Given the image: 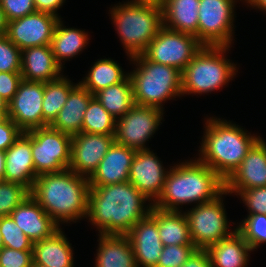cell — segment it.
<instances>
[{"mask_svg":"<svg viewBox=\"0 0 266 267\" xmlns=\"http://www.w3.org/2000/svg\"><path fill=\"white\" fill-rule=\"evenodd\" d=\"M90 187L87 218L100 234L126 235L153 207L129 181Z\"/></svg>","mask_w":266,"mask_h":267,"instance_id":"6da1fadb","label":"cell"},{"mask_svg":"<svg viewBox=\"0 0 266 267\" xmlns=\"http://www.w3.org/2000/svg\"><path fill=\"white\" fill-rule=\"evenodd\" d=\"M90 188L88 178L68 168L38 175L30 195L60 226L61 222L87 218Z\"/></svg>","mask_w":266,"mask_h":267,"instance_id":"7a4b0ae2","label":"cell"},{"mask_svg":"<svg viewBox=\"0 0 266 267\" xmlns=\"http://www.w3.org/2000/svg\"><path fill=\"white\" fill-rule=\"evenodd\" d=\"M225 190V181L198 159L170 167L161 196L154 207L179 211V205L211 201Z\"/></svg>","mask_w":266,"mask_h":267,"instance_id":"3957f363","label":"cell"},{"mask_svg":"<svg viewBox=\"0 0 266 267\" xmlns=\"http://www.w3.org/2000/svg\"><path fill=\"white\" fill-rule=\"evenodd\" d=\"M205 124L198 160L226 181L261 137L247 134L238 125L220 118H207Z\"/></svg>","mask_w":266,"mask_h":267,"instance_id":"277c9868","label":"cell"},{"mask_svg":"<svg viewBox=\"0 0 266 267\" xmlns=\"http://www.w3.org/2000/svg\"><path fill=\"white\" fill-rule=\"evenodd\" d=\"M111 9L112 21L130 58L142 54L163 27L158 0H131Z\"/></svg>","mask_w":266,"mask_h":267,"instance_id":"5b68a950","label":"cell"},{"mask_svg":"<svg viewBox=\"0 0 266 267\" xmlns=\"http://www.w3.org/2000/svg\"><path fill=\"white\" fill-rule=\"evenodd\" d=\"M138 66L128 73L133 85L134 103L163 110L162 103L182 95V72L148 60L143 54L130 58Z\"/></svg>","mask_w":266,"mask_h":267,"instance_id":"8992f818","label":"cell"},{"mask_svg":"<svg viewBox=\"0 0 266 267\" xmlns=\"http://www.w3.org/2000/svg\"><path fill=\"white\" fill-rule=\"evenodd\" d=\"M230 46H203L182 72V95L211 93L228 84L236 65L224 54ZM227 50V51H226Z\"/></svg>","mask_w":266,"mask_h":267,"instance_id":"52a82bcc","label":"cell"},{"mask_svg":"<svg viewBox=\"0 0 266 267\" xmlns=\"http://www.w3.org/2000/svg\"><path fill=\"white\" fill-rule=\"evenodd\" d=\"M223 194L229 193L224 190L215 199L196 204L195 208L184 212L189 223L192 243L197 249L206 250L209 246L228 238L237 230V228L230 232L228 230L229 224L222 200Z\"/></svg>","mask_w":266,"mask_h":267,"instance_id":"ba28073f","label":"cell"},{"mask_svg":"<svg viewBox=\"0 0 266 267\" xmlns=\"http://www.w3.org/2000/svg\"><path fill=\"white\" fill-rule=\"evenodd\" d=\"M28 132L31 134V153L37 175L69 168L71 135L53 129L50 125Z\"/></svg>","mask_w":266,"mask_h":267,"instance_id":"9c48e42d","label":"cell"},{"mask_svg":"<svg viewBox=\"0 0 266 267\" xmlns=\"http://www.w3.org/2000/svg\"><path fill=\"white\" fill-rule=\"evenodd\" d=\"M203 46L196 36L163 26L142 54L150 61L183 72Z\"/></svg>","mask_w":266,"mask_h":267,"instance_id":"30bf717a","label":"cell"},{"mask_svg":"<svg viewBox=\"0 0 266 267\" xmlns=\"http://www.w3.org/2000/svg\"><path fill=\"white\" fill-rule=\"evenodd\" d=\"M235 0H199L198 40L204 46H230Z\"/></svg>","mask_w":266,"mask_h":267,"instance_id":"8fae6325","label":"cell"},{"mask_svg":"<svg viewBox=\"0 0 266 267\" xmlns=\"http://www.w3.org/2000/svg\"><path fill=\"white\" fill-rule=\"evenodd\" d=\"M162 117L161 109L135 104L116 119L115 142L135 151L150 149L145 143L158 129Z\"/></svg>","mask_w":266,"mask_h":267,"instance_id":"7c38bea8","label":"cell"},{"mask_svg":"<svg viewBox=\"0 0 266 267\" xmlns=\"http://www.w3.org/2000/svg\"><path fill=\"white\" fill-rule=\"evenodd\" d=\"M44 82L22 80L8 103V117L23 131L48 126L43 121Z\"/></svg>","mask_w":266,"mask_h":267,"instance_id":"4fadbf2b","label":"cell"},{"mask_svg":"<svg viewBox=\"0 0 266 267\" xmlns=\"http://www.w3.org/2000/svg\"><path fill=\"white\" fill-rule=\"evenodd\" d=\"M59 19L61 18L36 11L8 22L6 35L21 51L30 47L51 45Z\"/></svg>","mask_w":266,"mask_h":267,"instance_id":"5bb4252c","label":"cell"},{"mask_svg":"<svg viewBox=\"0 0 266 267\" xmlns=\"http://www.w3.org/2000/svg\"><path fill=\"white\" fill-rule=\"evenodd\" d=\"M114 142V135L80 132L72 136L69 169L89 179Z\"/></svg>","mask_w":266,"mask_h":267,"instance_id":"9a60e30c","label":"cell"},{"mask_svg":"<svg viewBox=\"0 0 266 267\" xmlns=\"http://www.w3.org/2000/svg\"><path fill=\"white\" fill-rule=\"evenodd\" d=\"M168 171L149 149L136 151L128 181L153 204L161 196Z\"/></svg>","mask_w":266,"mask_h":267,"instance_id":"2e32d148","label":"cell"},{"mask_svg":"<svg viewBox=\"0 0 266 267\" xmlns=\"http://www.w3.org/2000/svg\"><path fill=\"white\" fill-rule=\"evenodd\" d=\"M126 235L133 248L137 267H156L163 248L156 223V207L153 206L150 213Z\"/></svg>","mask_w":266,"mask_h":267,"instance_id":"e0dca14e","label":"cell"},{"mask_svg":"<svg viewBox=\"0 0 266 267\" xmlns=\"http://www.w3.org/2000/svg\"><path fill=\"white\" fill-rule=\"evenodd\" d=\"M266 186V142L260 138L248 151L241 165L225 181V191L237 193Z\"/></svg>","mask_w":266,"mask_h":267,"instance_id":"ac0fdd59","label":"cell"},{"mask_svg":"<svg viewBox=\"0 0 266 267\" xmlns=\"http://www.w3.org/2000/svg\"><path fill=\"white\" fill-rule=\"evenodd\" d=\"M37 176L31 153V134L22 132L5 151L4 181L21 184L31 191Z\"/></svg>","mask_w":266,"mask_h":267,"instance_id":"d6986e66","label":"cell"},{"mask_svg":"<svg viewBox=\"0 0 266 267\" xmlns=\"http://www.w3.org/2000/svg\"><path fill=\"white\" fill-rule=\"evenodd\" d=\"M9 216L33 243L52 236L60 229L31 195Z\"/></svg>","mask_w":266,"mask_h":267,"instance_id":"ffe728a7","label":"cell"},{"mask_svg":"<svg viewBox=\"0 0 266 267\" xmlns=\"http://www.w3.org/2000/svg\"><path fill=\"white\" fill-rule=\"evenodd\" d=\"M136 151L114 142L88 179L90 186H106L128 181Z\"/></svg>","mask_w":266,"mask_h":267,"instance_id":"44dd1931","label":"cell"},{"mask_svg":"<svg viewBox=\"0 0 266 267\" xmlns=\"http://www.w3.org/2000/svg\"><path fill=\"white\" fill-rule=\"evenodd\" d=\"M62 67L56 62L51 45L35 46L21 51L23 80L49 82L59 79Z\"/></svg>","mask_w":266,"mask_h":267,"instance_id":"7402d4cb","label":"cell"},{"mask_svg":"<svg viewBox=\"0 0 266 267\" xmlns=\"http://www.w3.org/2000/svg\"><path fill=\"white\" fill-rule=\"evenodd\" d=\"M94 95L80 83L70 91L68 99L57 118L50 125L53 129L74 136L82 131L83 117Z\"/></svg>","mask_w":266,"mask_h":267,"instance_id":"603a6c76","label":"cell"},{"mask_svg":"<svg viewBox=\"0 0 266 267\" xmlns=\"http://www.w3.org/2000/svg\"><path fill=\"white\" fill-rule=\"evenodd\" d=\"M62 229L33 243V262L47 267H74L73 249Z\"/></svg>","mask_w":266,"mask_h":267,"instance_id":"cb8c5ba5","label":"cell"},{"mask_svg":"<svg viewBox=\"0 0 266 267\" xmlns=\"http://www.w3.org/2000/svg\"><path fill=\"white\" fill-rule=\"evenodd\" d=\"M163 12V26L198 39L199 0H159Z\"/></svg>","mask_w":266,"mask_h":267,"instance_id":"d4e9b609","label":"cell"},{"mask_svg":"<svg viewBox=\"0 0 266 267\" xmlns=\"http://www.w3.org/2000/svg\"><path fill=\"white\" fill-rule=\"evenodd\" d=\"M98 242L95 267H137L127 235L100 234Z\"/></svg>","mask_w":266,"mask_h":267,"instance_id":"484cf974","label":"cell"},{"mask_svg":"<svg viewBox=\"0 0 266 267\" xmlns=\"http://www.w3.org/2000/svg\"><path fill=\"white\" fill-rule=\"evenodd\" d=\"M250 251L253 250L237 230L206 249L212 267H246Z\"/></svg>","mask_w":266,"mask_h":267,"instance_id":"4316f807","label":"cell"},{"mask_svg":"<svg viewBox=\"0 0 266 267\" xmlns=\"http://www.w3.org/2000/svg\"><path fill=\"white\" fill-rule=\"evenodd\" d=\"M156 223L163 246L194 245L185 213L156 208Z\"/></svg>","mask_w":266,"mask_h":267,"instance_id":"83f0119b","label":"cell"},{"mask_svg":"<svg viewBox=\"0 0 266 267\" xmlns=\"http://www.w3.org/2000/svg\"><path fill=\"white\" fill-rule=\"evenodd\" d=\"M88 40V34L84 30L66 28L59 19L51 41L56 62L63 68L62 62L78 55L88 44Z\"/></svg>","mask_w":266,"mask_h":267,"instance_id":"f1b7e54d","label":"cell"},{"mask_svg":"<svg viewBox=\"0 0 266 267\" xmlns=\"http://www.w3.org/2000/svg\"><path fill=\"white\" fill-rule=\"evenodd\" d=\"M94 97L116 119L124 116L135 105L129 75L122 82L99 90Z\"/></svg>","mask_w":266,"mask_h":267,"instance_id":"f546056e","label":"cell"},{"mask_svg":"<svg viewBox=\"0 0 266 267\" xmlns=\"http://www.w3.org/2000/svg\"><path fill=\"white\" fill-rule=\"evenodd\" d=\"M122 67L113 59H100L94 63L83 81L79 83L91 94L122 82L129 74H124Z\"/></svg>","mask_w":266,"mask_h":267,"instance_id":"4dcf8cb0","label":"cell"},{"mask_svg":"<svg viewBox=\"0 0 266 267\" xmlns=\"http://www.w3.org/2000/svg\"><path fill=\"white\" fill-rule=\"evenodd\" d=\"M76 86L69 79L61 76L59 79L44 83V98L42 102L43 121L51 125L57 118L60 109L66 103L70 91Z\"/></svg>","mask_w":266,"mask_h":267,"instance_id":"1f68e13d","label":"cell"},{"mask_svg":"<svg viewBox=\"0 0 266 267\" xmlns=\"http://www.w3.org/2000/svg\"><path fill=\"white\" fill-rule=\"evenodd\" d=\"M116 118L102 106L94 96L91 98L83 117V133L114 135Z\"/></svg>","mask_w":266,"mask_h":267,"instance_id":"d6a6232c","label":"cell"},{"mask_svg":"<svg viewBox=\"0 0 266 267\" xmlns=\"http://www.w3.org/2000/svg\"><path fill=\"white\" fill-rule=\"evenodd\" d=\"M237 226V231L243 236L252 250L258 248L262 243H266V215L249 214Z\"/></svg>","mask_w":266,"mask_h":267,"instance_id":"836d02e7","label":"cell"},{"mask_svg":"<svg viewBox=\"0 0 266 267\" xmlns=\"http://www.w3.org/2000/svg\"><path fill=\"white\" fill-rule=\"evenodd\" d=\"M30 196V190L17 183L0 181V217L9 216L12 211Z\"/></svg>","mask_w":266,"mask_h":267,"instance_id":"e575fe53","label":"cell"},{"mask_svg":"<svg viewBox=\"0 0 266 267\" xmlns=\"http://www.w3.org/2000/svg\"><path fill=\"white\" fill-rule=\"evenodd\" d=\"M0 232L5 247L16 250H32L33 242L10 216L0 217Z\"/></svg>","mask_w":266,"mask_h":267,"instance_id":"d590c367","label":"cell"},{"mask_svg":"<svg viewBox=\"0 0 266 267\" xmlns=\"http://www.w3.org/2000/svg\"><path fill=\"white\" fill-rule=\"evenodd\" d=\"M196 250L195 245L163 246L156 267H182Z\"/></svg>","mask_w":266,"mask_h":267,"instance_id":"8d00e7d4","label":"cell"},{"mask_svg":"<svg viewBox=\"0 0 266 267\" xmlns=\"http://www.w3.org/2000/svg\"><path fill=\"white\" fill-rule=\"evenodd\" d=\"M21 50L7 37L0 36V72H20Z\"/></svg>","mask_w":266,"mask_h":267,"instance_id":"74e56055","label":"cell"},{"mask_svg":"<svg viewBox=\"0 0 266 267\" xmlns=\"http://www.w3.org/2000/svg\"><path fill=\"white\" fill-rule=\"evenodd\" d=\"M238 195L248 207L249 214L266 215V186L243 190Z\"/></svg>","mask_w":266,"mask_h":267,"instance_id":"f35d334b","label":"cell"},{"mask_svg":"<svg viewBox=\"0 0 266 267\" xmlns=\"http://www.w3.org/2000/svg\"><path fill=\"white\" fill-rule=\"evenodd\" d=\"M32 250H16L3 247L0 250L1 267H31Z\"/></svg>","mask_w":266,"mask_h":267,"instance_id":"ab89813d","label":"cell"},{"mask_svg":"<svg viewBox=\"0 0 266 267\" xmlns=\"http://www.w3.org/2000/svg\"><path fill=\"white\" fill-rule=\"evenodd\" d=\"M8 22L36 12L34 0H0Z\"/></svg>","mask_w":266,"mask_h":267,"instance_id":"60d3db41","label":"cell"},{"mask_svg":"<svg viewBox=\"0 0 266 267\" xmlns=\"http://www.w3.org/2000/svg\"><path fill=\"white\" fill-rule=\"evenodd\" d=\"M23 80L20 72H0V96L9 103Z\"/></svg>","mask_w":266,"mask_h":267,"instance_id":"b9f144b4","label":"cell"},{"mask_svg":"<svg viewBox=\"0 0 266 267\" xmlns=\"http://www.w3.org/2000/svg\"><path fill=\"white\" fill-rule=\"evenodd\" d=\"M22 132L16 123L8 118L0 125V150L6 151Z\"/></svg>","mask_w":266,"mask_h":267,"instance_id":"7bdbcfd3","label":"cell"},{"mask_svg":"<svg viewBox=\"0 0 266 267\" xmlns=\"http://www.w3.org/2000/svg\"><path fill=\"white\" fill-rule=\"evenodd\" d=\"M65 0H34L35 9L37 12L47 13L57 18V10L63 5Z\"/></svg>","mask_w":266,"mask_h":267,"instance_id":"ee69618b","label":"cell"},{"mask_svg":"<svg viewBox=\"0 0 266 267\" xmlns=\"http://www.w3.org/2000/svg\"><path fill=\"white\" fill-rule=\"evenodd\" d=\"M183 267H212V265L206 250L197 249Z\"/></svg>","mask_w":266,"mask_h":267,"instance_id":"f6af8a7d","label":"cell"},{"mask_svg":"<svg viewBox=\"0 0 266 267\" xmlns=\"http://www.w3.org/2000/svg\"><path fill=\"white\" fill-rule=\"evenodd\" d=\"M7 27H8V20L0 5V36L5 35L7 33Z\"/></svg>","mask_w":266,"mask_h":267,"instance_id":"bcb514c9","label":"cell"},{"mask_svg":"<svg viewBox=\"0 0 266 267\" xmlns=\"http://www.w3.org/2000/svg\"><path fill=\"white\" fill-rule=\"evenodd\" d=\"M246 3L250 4L252 8L256 7L261 11L266 13V0H244Z\"/></svg>","mask_w":266,"mask_h":267,"instance_id":"7dc6e473","label":"cell"},{"mask_svg":"<svg viewBox=\"0 0 266 267\" xmlns=\"http://www.w3.org/2000/svg\"><path fill=\"white\" fill-rule=\"evenodd\" d=\"M5 174V151L0 150V180H4Z\"/></svg>","mask_w":266,"mask_h":267,"instance_id":"c3c4849f","label":"cell"},{"mask_svg":"<svg viewBox=\"0 0 266 267\" xmlns=\"http://www.w3.org/2000/svg\"><path fill=\"white\" fill-rule=\"evenodd\" d=\"M8 110H0V125L8 119Z\"/></svg>","mask_w":266,"mask_h":267,"instance_id":"681fc988","label":"cell"},{"mask_svg":"<svg viewBox=\"0 0 266 267\" xmlns=\"http://www.w3.org/2000/svg\"><path fill=\"white\" fill-rule=\"evenodd\" d=\"M0 110H8V103L0 96Z\"/></svg>","mask_w":266,"mask_h":267,"instance_id":"f907efd6","label":"cell"},{"mask_svg":"<svg viewBox=\"0 0 266 267\" xmlns=\"http://www.w3.org/2000/svg\"><path fill=\"white\" fill-rule=\"evenodd\" d=\"M31 267H47V266H44V265H41V264H37V263L32 262L31 263Z\"/></svg>","mask_w":266,"mask_h":267,"instance_id":"816d5d0a","label":"cell"},{"mask_svg":"<svg viewBox=\"0 0 266 267\" xmlns=\"http://www.w3.org/2000/svg\"><path fill=\"white\" fill-rule=\"evenodd\" d=\"M4 247L3 245V239H2V235H1V232H0V250Z\"/></svg>","mask_w":266,"mask_h":267,"instance_id":"f5cc1de1","label":"cell"}]
</instances>
